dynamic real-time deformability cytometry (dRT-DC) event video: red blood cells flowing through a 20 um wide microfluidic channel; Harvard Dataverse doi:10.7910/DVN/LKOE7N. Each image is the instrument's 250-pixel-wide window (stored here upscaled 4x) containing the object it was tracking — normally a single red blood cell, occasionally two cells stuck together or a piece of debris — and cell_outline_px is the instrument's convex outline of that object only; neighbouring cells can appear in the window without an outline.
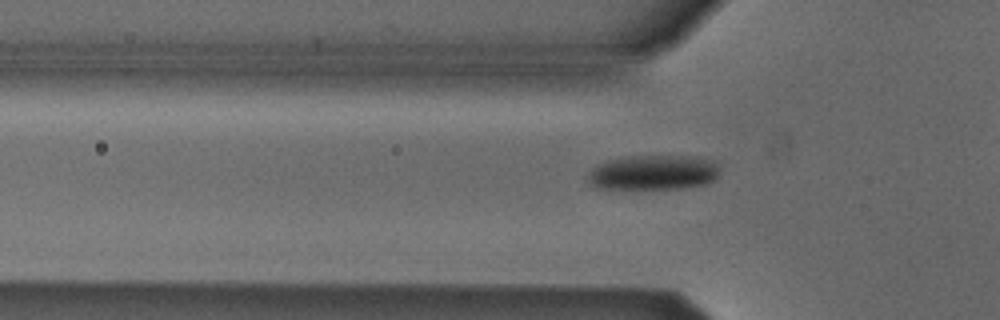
{"species": "Egyptian fruit bat (a non-hibernating species)", "species_latin": "Rousettus aegyptiacus", "temperature_condition": "cold", "stored_images_in_passage": 33, "camera_frame_rate_fps": 3000, "um_per_image_px": 0.085, "animal": {"sex": "male"}, "frame": {"image": 1, "passage_image": 4, "time_ms": 1.0, "image_size_px": [1000, 320], "cell_outline_px": [[716, 180], [708, 184], [684, 188], [596, 188], [588, 180], [588, 172], [596, 164], [608, 160], [632, 156], [688, 156], [712, 160], [716, 164]], "centroid_in_image_um": [55.51, 14.66], "position_along_channel_um": 70.3, "area_um2": 26.59}}
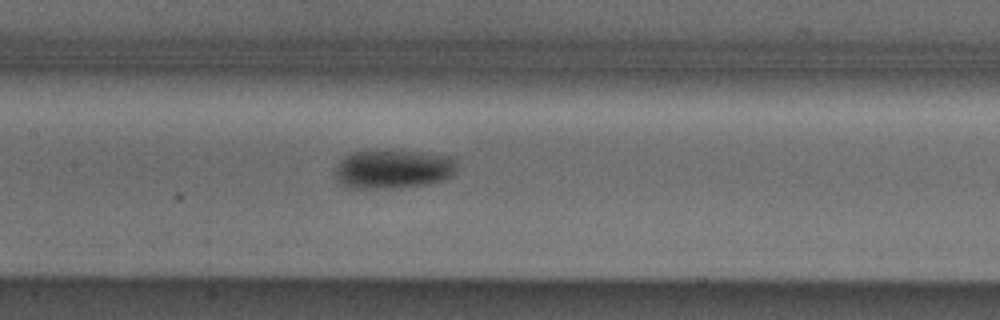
{"frame": {"image": 2, "passage_image": 12, "time_ms": 3.667, "image_size_px": [1000, 320], "cell_outline_px": [[456, 168], [452, 176], [444, 180], [428, 184], [396, 188], [344, 188], [336, 180], [336, 164], [344, 156], [352, 152], [372, 148], [380, 148], [424, 152], [448, 156], [456, 160]], "centroid_in_image_um": [33.37, 14.34], "position_along_channel_um": 174.0, "area_um2": 28.67}}
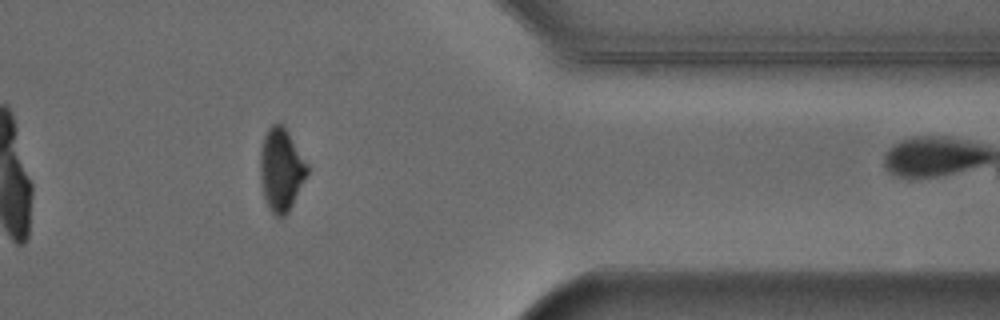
{"frame": {"image": 3, "passage_image": 30, "time_ms": 9.667, "image_size_px": [1000, 320], "cell_outline_px": [[308, 172], [288, 212], [280, 220], [268, 208], [264, 200], [260, 180], [260, 152], [264, 136], [268, 128], [272, 124], [280, 120], [284, 124], [308, 164]], "centroid_in_image_um": [23.88, 14.39], "position_along_channel_um": 387.5, "area_um2": 23.0}, "authors_computed_cell_mechanics": {"area_um2": 27.0504, "velocity_mm_per_s": 3.8788, "shape_relaxation_time_tau1_ms": 2.3956, "shape_relaxation_time_tau2_ms": null, "deformation_change_tau1": 0.0943, "deformation_change_tau2": null}}